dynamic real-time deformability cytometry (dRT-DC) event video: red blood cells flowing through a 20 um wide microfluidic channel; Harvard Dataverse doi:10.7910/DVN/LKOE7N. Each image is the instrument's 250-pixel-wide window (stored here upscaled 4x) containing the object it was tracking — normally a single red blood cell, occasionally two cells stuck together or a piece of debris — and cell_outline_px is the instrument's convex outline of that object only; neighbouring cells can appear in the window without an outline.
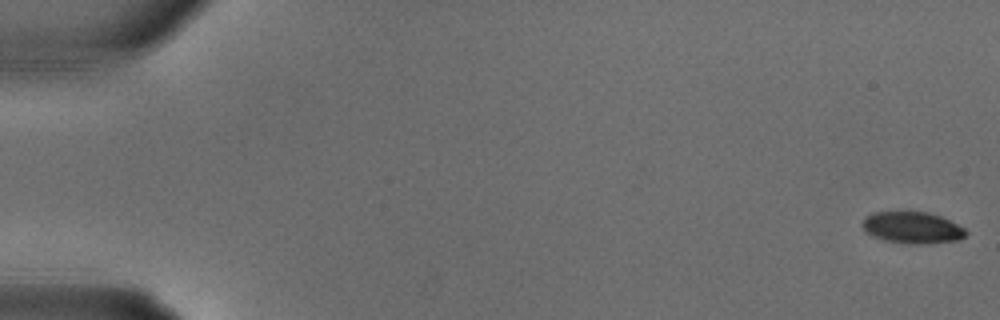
{"species": "common noctule bat (a hibernating species)", "species_latin": "Nyctalus noctula", "temperature_condition": "warm", "stored_images_in_passage": 23, "camera_frame_rate_fps": 3000, "um_per_image_px": 0.085, "animal": {"sex": "male", "body_mass_g": 18.8}, "frame": {"image": 1, "passage_image": 1, "time_ms": 0.0, "image_size_px": [1000, 320], "cell_outline_px": [[968, 232], [960, 240], [920, 244], [908, 244], [884, 240], [872, 236], [864, 232], [860, 224], [864, 216], [872, 212], [928, 212], [940, 216], [964, 228]], "centroid_in_image_um": [77.48, 19.35], "position_along_channel_um": 7.5, "area_um2": 19.25}}
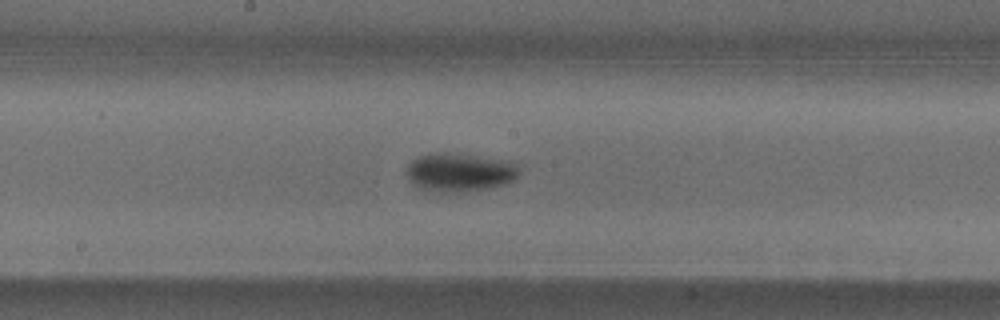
{"frame": {"image": 2, "passage_image": 17, "time_ms": 5.333, "image_size_px": [1000, 320], "cell_outline_px": [[520, 172], [516, 180], [504, 184], [488, 188], [460, 192], [440, 192], [416, 188], [412, 184], [404, 172], [408, 164], [412, 160], [420, 156], [436, 152], [444, 152], [500, 160], [516, 164]], "centroid_in_image_um": [39.0, 14.67], "position_along_channel_um": 209.2, "area_um2": 25.2}}
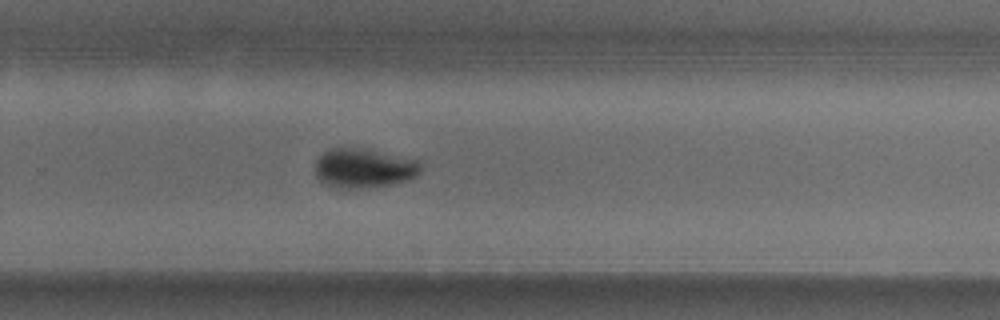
{"frame": {"image": 3, "passage_image": 21, "time_ms": 6.667, "image_size_px": [1000, 320], "cell_outline_px": [[420, 172], [416, 176], [408, 180], [376, 188], [332, 188], [324, 184], [316, 176], [316, 160], [324, 152], [332, 148], [364, 148], [416, 160], [420, 164]], "centroid_in_image_um": [30.9, 14.32], "position_along_channel_um": 298.9, "area_um2": 24.33}}